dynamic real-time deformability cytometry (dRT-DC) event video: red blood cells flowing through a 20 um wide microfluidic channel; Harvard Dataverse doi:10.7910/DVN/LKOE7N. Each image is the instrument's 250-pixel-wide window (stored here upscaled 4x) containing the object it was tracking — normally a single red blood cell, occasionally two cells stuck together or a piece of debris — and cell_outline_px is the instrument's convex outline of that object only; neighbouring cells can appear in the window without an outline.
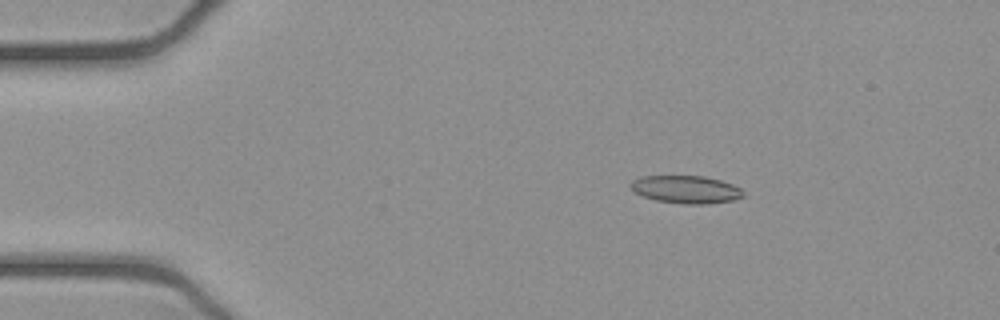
{"species": "common noctule bat (a hibernating species)", "species_latin": "Nyctalus noctula", "temperature_condition": "cold", "stored_images_in_passage": 44, "camera_frame_rate_fps": 3000, "um_per_image_px": 0.085, "animal": {"sex": "female", "body_mass_g": 21.9}, "frame": {"image": 1, "passage_image": 1, "time_ms": 0.0, "image_size_px": [1000, 320], "cell_outline_px": [[744, 196], [732, 200], [708, 204], [680, 204], [656, 200], [644, 196], [636, 192], [628, 184], [632, 180], [640, 176], [704, 176], [720, 180], [732, 184], [740, 188], [744, 192]], "centroid_in_image_um": [58.31, 16.1], "position_along_channel_um": 26.7, "area_um2": 18.21}}
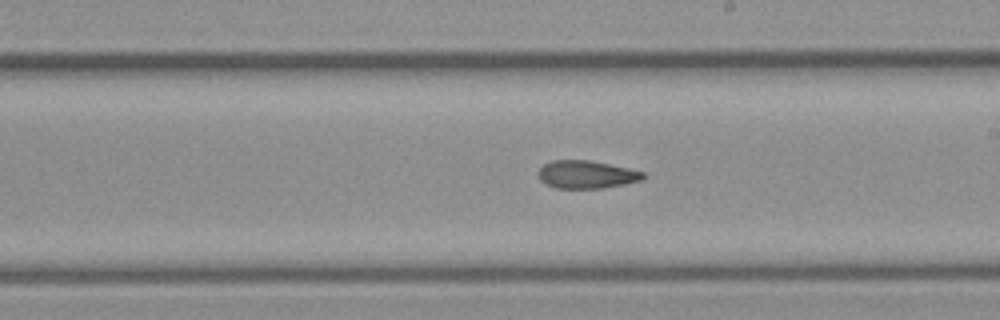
{"frame": {"image": 2, "passage_image": 22, "time_ms": 7.0, "image_size_px": [1000, 320], "cell_outline_px": [[648, 176], [644, 180], [604, 188], [556, 188], [540, 180], [536, 172], [544, 164], [552, 160], [588, 160], [628, 168], [644, 172]], "centroid_in_image_um": [49.87, 14.83], "position_along_channel_um": 239.1, "area_um2": 17.11}}
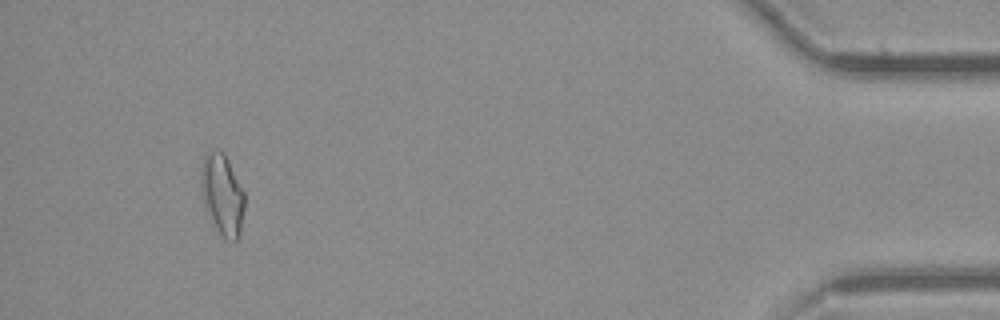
{"frame": {"image": 3, "passage_image": 41, "time_ms": 13.333, "image_size_px": [1000, 320], "cell_outline_px": [[244, 208], [240, 236], [236, 240], [228, 240], [212, 224], [204, 204], [200, 188], [200, 168], [204, 156], [212, 148], [216, 148], [224, 152], [244, 192]], "centroid_in_image_um": [18.87, 16.5], "position_along_channel_um": 416.3, "area_um2": 20.75}, "authors_computed_cell_mechanics": {"area_um2": 18.0047, "velocity_mm_per_s": 3.9271, "shape_relaxation_time_tau1_ms": 6.7965, "shape_relaxation_time_tau2_ms": 4.0246, "deformation_change_tau1": 0.1551, "deformation_change_tau2": 0.1231}}